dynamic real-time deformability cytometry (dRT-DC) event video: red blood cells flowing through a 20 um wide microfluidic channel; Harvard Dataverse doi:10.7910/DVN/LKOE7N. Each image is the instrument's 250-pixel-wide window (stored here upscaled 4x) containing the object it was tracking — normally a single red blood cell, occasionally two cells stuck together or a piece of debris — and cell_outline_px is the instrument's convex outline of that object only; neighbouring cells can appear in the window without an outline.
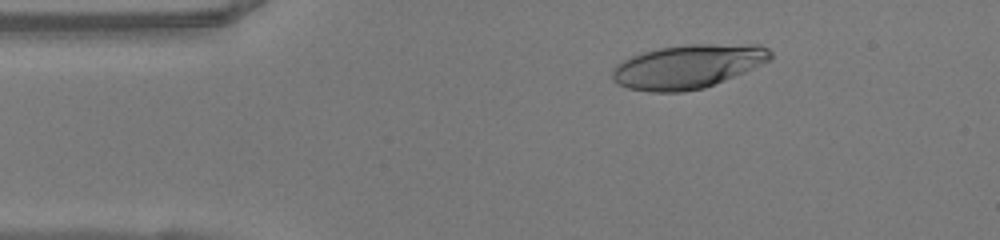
{"species": "human", "species_latin": "Homo sapiens", "temperature_condition": "warm", "stored_images_in_passage": 49, "camera_frame_rate_fps": 3000, "um_per_image_px": 0.085, "donor": {"sex": "female"}, "frame": {"image": 1, "passage_image": 7, "time_ms": 2.0, "image_size_px": [1000, 240], "cell_outline_px": [[772, 56], [768, 60], [744, 72], [704, 88], [684, 92], [652, 92], [628, 88], [616, 84], [612, 80], [612, 68], [616, 64], [640, 52], [660, 48], [688, 44], [760, 44], [768, 48], [772, 52]], "centroid_in_image_um": [58.43, 5.65], "position_along_channel_um": 26.6, "area_um2": 40.46}}
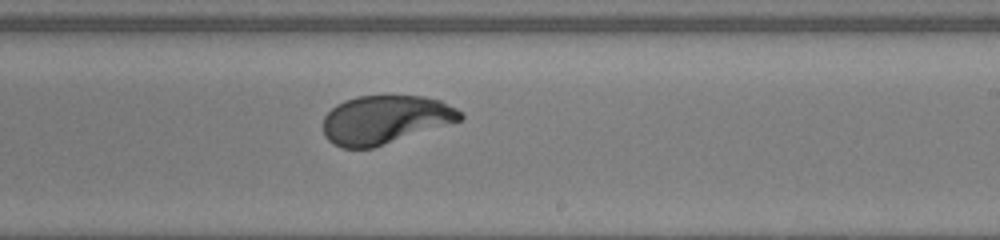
{"frame": {"image": 2, "passage_image": 28, "time_ms": 9.0, "image_size_px": [1000, 240], "cell_outline_px": [[464, 116], [460, 120], [372, 148], [340, 148], [328, 140], [324, 136], [324, 116], [336, 104], [344, 100], [356, 96], [424, 96], [440, 100], [456, 108]], "centroid_in_image_um": [32.69, 10.16], "position_along_channel_um": 256.3, "area_um2": 38.38}}
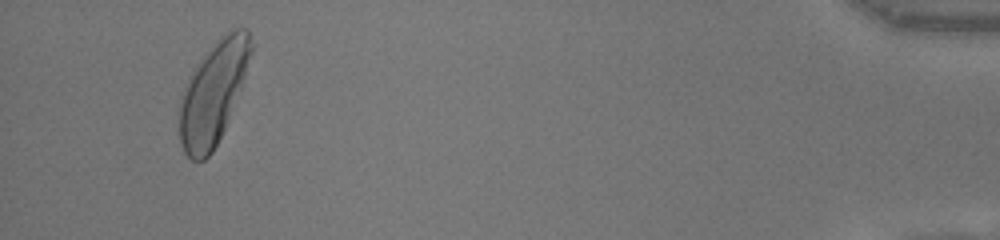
{"frame": {"image": 3, "passage_image": 46, "time_ms": 15.0, "image_size_px": [1000, 240], "cell_outline_px": [[256, 44], [244, 76], [224, 128], [212, 152], [204, 160], [192, 160], [184, 152], [180, 144], [180, 96], [196, 64], [220, 36], [232, 28], [248, 28]], "centroid_in_image_um": [18.14, 7.82], "position_along_channel_um": 417.1, "area_um2": 42.25}, "authors_computed_cell_mechanics": {"area_um2": 40.1132, "velocity_mm_per_s": 4.0457, "shape_relaxation_time_tau1_ms": 3.229, "shape_relaxation_time_tau2_ms": null, "deformation_change_tau1": 0.216, "deformation_change_tau2": null}}